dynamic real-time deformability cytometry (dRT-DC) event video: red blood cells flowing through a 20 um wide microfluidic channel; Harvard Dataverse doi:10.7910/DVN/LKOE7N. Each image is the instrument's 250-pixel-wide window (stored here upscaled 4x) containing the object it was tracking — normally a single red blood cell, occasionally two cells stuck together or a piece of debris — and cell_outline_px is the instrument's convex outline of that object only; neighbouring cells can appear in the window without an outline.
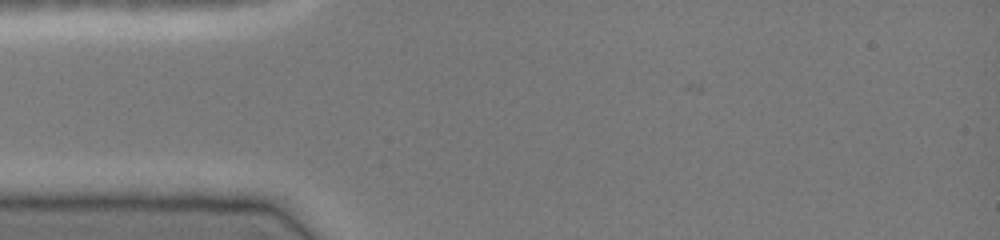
{"species": "common noctule bat (a hibernating species)", "species_latin": "Nyctalus noctula", "temperature_condition": "cold", "stored_images_in_passage": 1, "camera_frame_rate_fps": 3000, "um_per_image_px": 0.085, "animal": {"sex": "female", "body_mass_g": 19.0, "forearm_length_mm": 51.5}, "frame": {"image": 1, "passage_image": 1, "time_ms": 0.0, "image_size_px": [1000, 240], "cell_outline_px": [[192, 80], [188, 100], [180, 108], [152, 120], [128, 116], [108, 96], [112, 84], [172, 68], [192, 76]], "centroid_in_image_um": [12.95, 7.98], "position_along_channel_um": 72.1, "area_um2": 21.5}}